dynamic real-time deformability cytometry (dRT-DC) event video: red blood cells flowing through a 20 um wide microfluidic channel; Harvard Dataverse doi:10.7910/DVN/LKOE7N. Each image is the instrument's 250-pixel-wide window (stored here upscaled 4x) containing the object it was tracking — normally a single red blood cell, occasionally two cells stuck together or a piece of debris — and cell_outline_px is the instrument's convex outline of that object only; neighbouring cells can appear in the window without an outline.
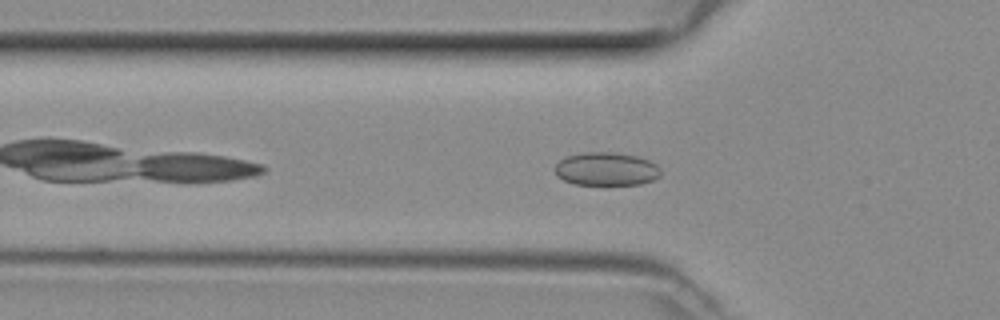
{"species": "common noctule bat (a hibernating species)", "species_latin": "Nyctalus noctula", "temperature_condition": "room temperature", "stored_images_in_passage": 31, "camera_frame_rate_fps": 3000, "um_per_image_px": 0.085, "animal": {"sex": "female", "body_mass_g": 29.2, "forearm_length_mm": 56.3}, "frame": {"image": 1, "passage_image": 3, "time_ms": 0.667, "image_size_px": [1000, 320], "cell_outline_px": [[660, 176], [652, 180], [640, 184], [604, 188], [572, 184], [556, 176], [556, 164], [560, 160], [568, 156], [584, 152], [616, 152], [636, 156], [648, 160], [656, 164], [660, 168]], "centroid_in_image_um": [51.53, 14.42], "position_along_channel_um": 74.3, "area_um2": 21.39}}
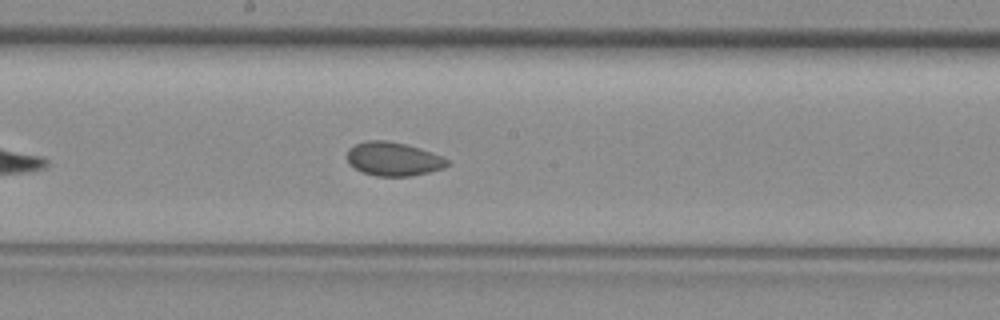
{"frame": {"image": 2, "passage_image": 13, "time_ms": 4.0, "image_size_px": [1000, 320], "cell_outline_px": [[448, 164], [444, 168], [412, 176], [376, 176], [360, 172], [348, 164], [348, 148], [356, 144], [368, 140], [384, 140], [404, 144], [420, 148], [444, 156], [448, 160]], "centroid_in_image_um": [33.43, 13.52], "position_along_channel_um": 214.8, "area_um2": 19.77}}
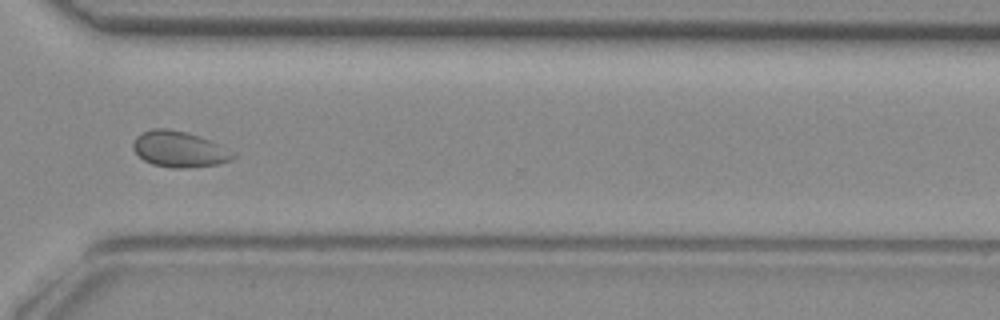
{"frame": {"image": 3, "passage_image": 23, "time_ms": 7.333, "image_size_px": [1000, 320], "cell_outline_px": [[236, 156], [232, 160], [220, 164], [188, 168], [172, 168], [152, 164], [144, 160], [132, 148], [132, 144], [136, 136], [152, 128], [168, 128], [200, 136], [212, 140], [236, 152]], "centroid_in_image_um": [15.29, 12.69], "position_along_channel_um": 355.3, "area_um2": 21.21}}